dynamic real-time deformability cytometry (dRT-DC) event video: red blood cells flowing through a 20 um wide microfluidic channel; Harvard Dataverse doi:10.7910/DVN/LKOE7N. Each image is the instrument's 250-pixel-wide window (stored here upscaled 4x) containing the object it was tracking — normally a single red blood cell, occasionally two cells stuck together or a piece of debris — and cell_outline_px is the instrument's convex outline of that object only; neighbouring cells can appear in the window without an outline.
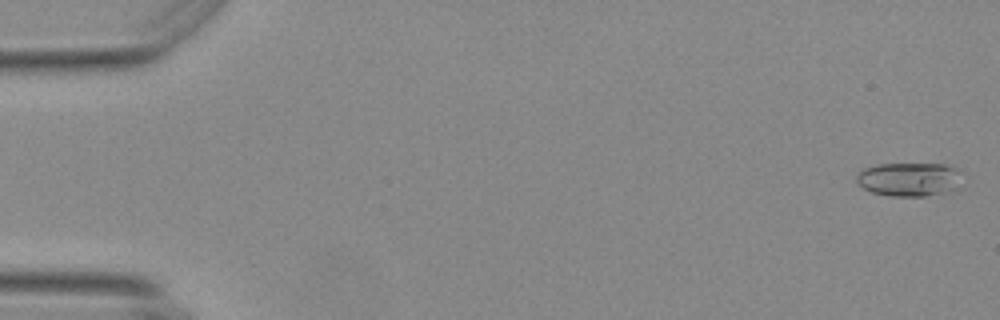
{"species": "Egyptian fruit bat (a non-hibernating species)", "species_latin": "Rousettus aegyptiacus", "temperature_condition": "warm", "stored_images_in_passage": 56, "camera_frame_rate_fps": 3000, "um_per_image_px": 0.085, "animal": {"sex": "female"}, "frame": {"image": 1, "passage_image": 2, "time_ms": 0.333, "image_size_px": [1000, 320], "cell_outline_px": [[964, 188], [956, 192], [924, 196], [892, 196], [872, 192], [864, 188], [856, 180], [856, 176], [864, 168], [876, 164], [952, 164], [960, 168]], "centroid_in_image_um": [77.46, 15.25], "position_along_channel_um": 7.5, "area_um2": 21.68}}
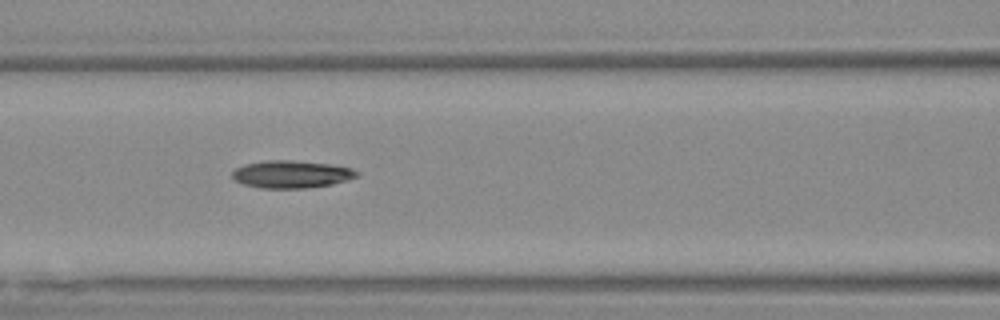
{"frame": {"image": 2, "passage_image": 25, "time_ms": 8.0, "image_size_px": [1000, 320], "cell_outline_px": [[360, 176], [332, 184], [304, 188], [260, 188], [244, 184], [236, 180], [232, 176], [232, 172], [236, 168], [244, 164], [264, 160], [292, 160], [332, 164], [352, 168], [360, 172]], "centroid_in_image_um": [24.8, 14.8], "position_along_channel_um": 141.8, "area_um2": 20.06}}
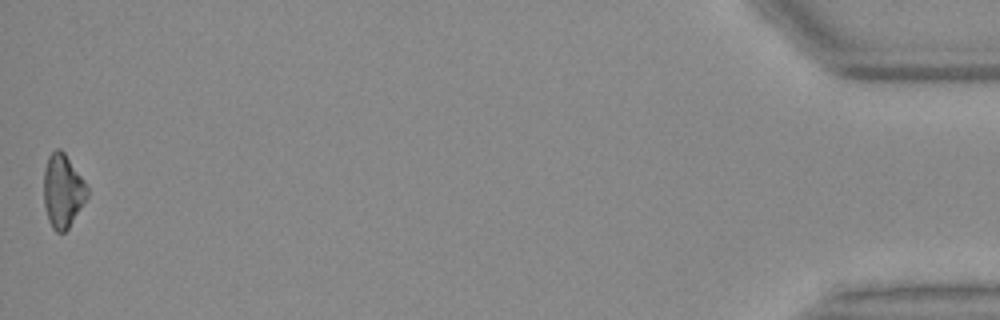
{"frame": {"image": 3, "passage_image": 56, "time_ms": 18.333, "image_size_px": [1000, 320], "cell_outline_px": [[88, 196], [68, 228], [64, 232], [56, 232], [52, 228], [48, 220], [44, 204], [44, 168], [48, 156], [56, 148], [60, 148], [64, 152], [84, 180], [88, 188]], "centroid_in_image_um": [5.32, 16.21], "position_along_channel_um": 429.9, "area_um2": 18.55}, "authors_computed_cell_mechanics": {"area_um2": 19.3052, "velocity_mm_per_s": 3.7141, "shape_relaxation_time_tau1_ms": null, "shape_relaxation_time_tau2_ms": 10.0525, "deformation_change_tau1": null, "deformation_change_tau2": 0.211}}